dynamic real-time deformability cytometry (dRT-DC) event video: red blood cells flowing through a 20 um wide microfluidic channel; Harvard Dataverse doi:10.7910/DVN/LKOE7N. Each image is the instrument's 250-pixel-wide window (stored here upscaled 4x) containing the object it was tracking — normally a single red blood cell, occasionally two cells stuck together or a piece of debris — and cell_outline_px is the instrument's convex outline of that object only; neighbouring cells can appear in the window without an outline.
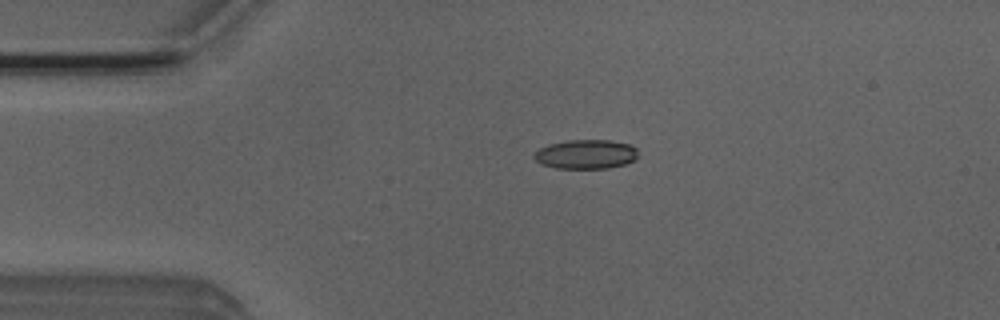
{"species": "Egyptian fruit bat (a non-hibernating species)", "species_latin": "Rousettus aegyptiacus", "temperature_condition": "room temperature", "stored_images_in_passage": 5, "camera_frame_rate_fps": 3000, "um_per_image_px": 0.085, "animal": {"sex": "male"}, "frame": {"image": 1, "passage_image": 4, "time_ms": 1.0, "image_size_px": [1000, 320], "cell_outline_px": [[636, 160], [624, 164], [608, 168], [556, 168], [540, 164], [532, 156], [540, 148], [548, 144], [568, 140], [608, 140], [628, 144], [636, 148]], "centroid_in_image_um": [49.77, 13.11], "position_along_channel_um": 35.2, "area_um2": 17.63}}